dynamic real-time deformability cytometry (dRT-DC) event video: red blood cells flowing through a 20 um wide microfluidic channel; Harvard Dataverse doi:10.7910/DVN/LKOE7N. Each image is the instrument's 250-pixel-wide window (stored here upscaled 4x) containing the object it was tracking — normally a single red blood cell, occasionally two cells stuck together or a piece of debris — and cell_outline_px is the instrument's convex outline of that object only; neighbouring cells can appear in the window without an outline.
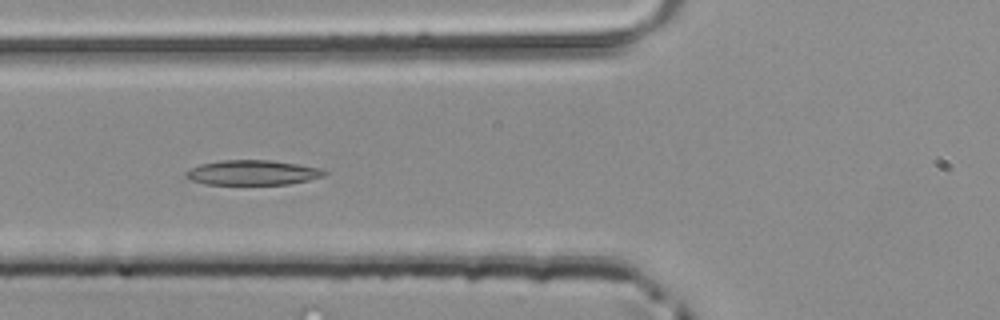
{"species": "common noctule bat (a hibernating species)", "species_latin": "Nyctalus noctula", "temperature_condition": "room temperature", "stored_images_in_passage": 42, "camera_frame_rate_fps": 3000, "um_per_image_px": 0.085, "animal": {"sex": "male", "body_mass_g": 20.4}, "frame": {"image": 1, "passage_image": 12, "time_ms": 3.667, "image_size_px": [1000, 320], "cell_outline_px": [[328, 172], [324, 176], [308, 180], [288, 184], [204, 184], [192, 180], [184, 176], [184, 172], [200, 164], [220, 160], [272, 160], [320, 168]], "centroid_in_image_um": [21.45, 14.67], "position_along_channel_um": 104.3, "area_um2": 20.0}}
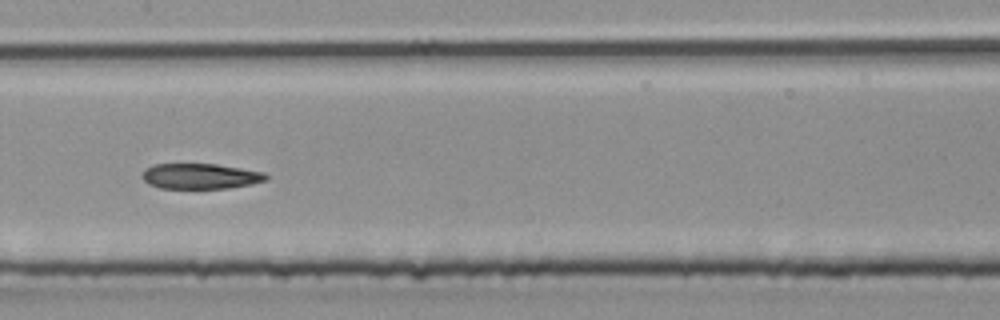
{"frame": {"image": 2, "passage_image": 18, "time_ms": 5.667, "image_size_px": [1000, 320], "cell_outline_px": [[268, 180], [252, 184], [228, 188], [160, 188], [148, 184], [140, 176], [144, 168], [152, 164], [216, 164], [264, 172], [268, 176]], "centroid_in_image_um": [17.0, 14.97], "position_along_channel_um": 190.4, "area_um2": 18.5}}
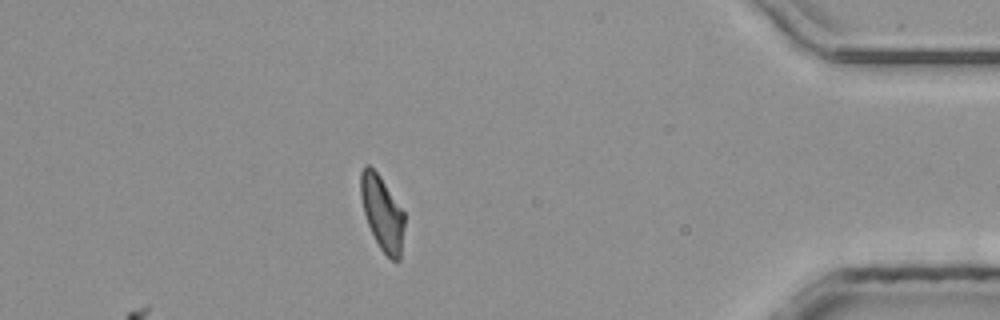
{"frame": {"image": 3, "passage_image": 36, "time_ms": 11.667, "image_size_px": [1000, 320], "cell_outline_px": [[404, 224], [400, 260], [392, 260], [380, 248], [368, 224], [364, 212], [360, 196], [360, 172], [368, 164], [376, 172], [404, 212]], "centroid_in_image_um": [32.48, 18.12], "position_along_channel_um": 402.7, "area_um2": 18.44}}